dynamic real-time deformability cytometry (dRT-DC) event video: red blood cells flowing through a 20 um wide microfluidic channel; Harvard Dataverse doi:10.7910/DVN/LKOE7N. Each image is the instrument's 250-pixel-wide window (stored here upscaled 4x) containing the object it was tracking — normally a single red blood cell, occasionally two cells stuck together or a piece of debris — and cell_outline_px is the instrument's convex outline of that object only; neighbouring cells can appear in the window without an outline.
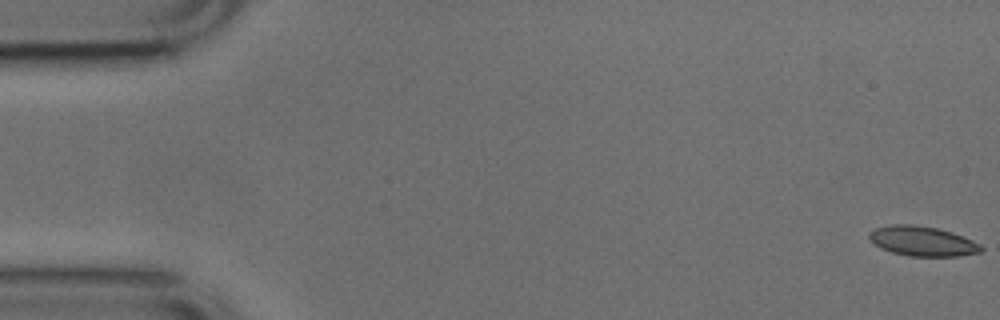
{"species": "common noctule bat (a hibernating species)", "species_latin": "Nyctalus noctula", "temperature_condition": "cold", "stored_images_in_passage": 53, "camera_frame_rate_fps": 3000, "um_per_image_px": 0.085, "animal": {"sex": "male", "body_mass_g": 17.9, "forearm_length_mm": 54.2}, "frame": {"image": 1, "passage_image": 1, "time_ms": 0.0, "image_size_px": [1000, 320], "cell_outline_px": [[984, 248], [980, 252], [960, 256], [908, 256], [892, 252], [880, 248], [868, 236], [868, 232], [876, 228], [892, 224], [912, 224], [936, 228], [952, 232], [972, 240], [980, 244]], "centroid_in_image_um": [78.41, 20.5], "position_along_channel_um": 6.6, "area_um2": 19.36}}
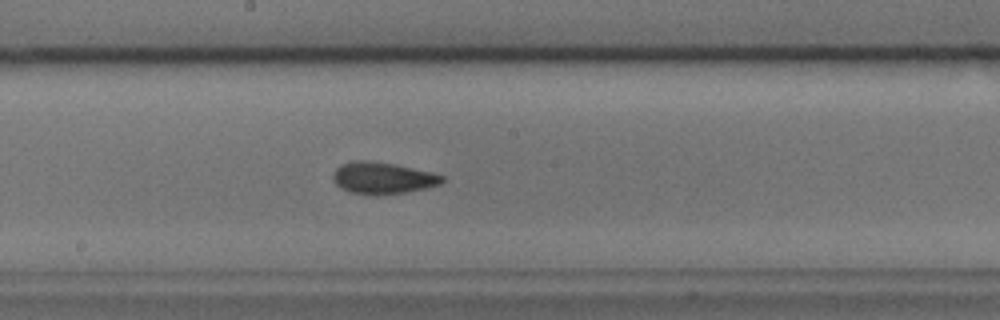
{"frame": {"image": 2, "passage_image": 28, "time_ms": 9.0, "image_size_px": [1000, 320], "cell_outline_px": [[444, 180], [440, 184], [424, 188], [404, 192], [348, 192], [340, 188], [332, 180], [332, 172], [340, 164], [352, 160], [368, 160], [396, 164], [432, 172], [444, 176]], "centroid_in_image_um": [32.49, 15.07], "position_along_channel_um": 215.7, "area_um2": 19.71}}
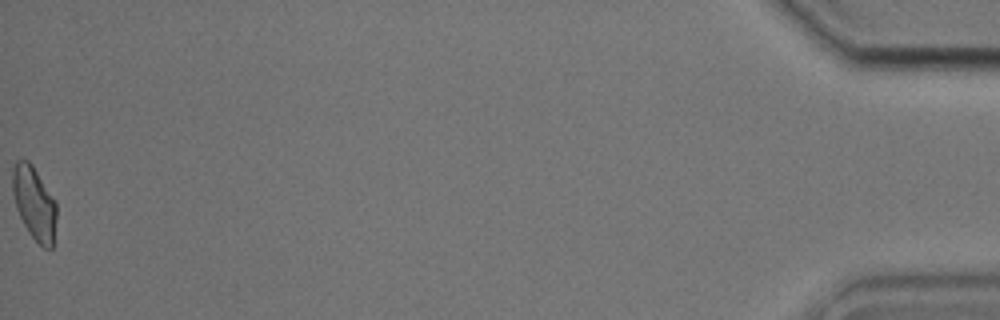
{"frame": {"image": 3, "passage_image": 53, "time_ms": 17.333, "image_size_px": [1000, 320], "cell_outline_px": [[56, 220], [52, 248], [44, 248], [28, 232], [16, 208], [12, 192], [12, 168], [16, 160], [28, 160], [32, 164], [56, 200]], "centroid_in_image_um": [2.9, 17.23], "position_along_channel_um": 432.3, "area_um2": 18.84}, "authors_computed_cell_mechanics": {"area_um2": 19.1318, "velocity_mm_per_s": 3.8171, "shape_relaxation_time_tau1_ms": 5.5091, "shape_relaxation_time_tau2_ms": 2.1983, "deformation_change_tau1": 0.1248, "deformation_change_tau2": 0.0694}}